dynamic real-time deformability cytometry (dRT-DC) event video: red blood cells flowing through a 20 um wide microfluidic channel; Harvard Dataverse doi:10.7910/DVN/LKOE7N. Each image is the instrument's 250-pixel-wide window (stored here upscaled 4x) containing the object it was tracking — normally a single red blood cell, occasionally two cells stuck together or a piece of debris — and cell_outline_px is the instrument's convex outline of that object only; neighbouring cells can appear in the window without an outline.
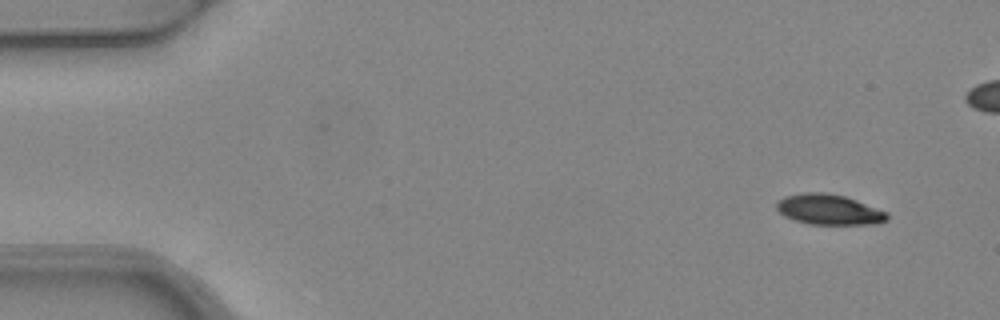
{"species": "common noctule bat (a hibernating species)", "species_latin": "Nyctalus noctula", "temperature_condition": "warm", "stored_images_in_passage": 6, "segment_of_instrument_passage": [2, 2], "camera_frame_rate_fps": 3000, "um_per_image_px": 0.085, "animal": {"sex": "female", "body_mass_g": 24.6, "forearm_length_mm": 56.2}, "frame": {"image": 1, "passage_image": 6, "time_ms": 1.667, "image_size_px": [1000, 320], "cell_outline_px": [[888, 220], [880, 224], [808, 224], [784, 216], [776, 208], [776, 204], [784, 196], [804, 192], [824, 192], [844, 196], [856, 200], [888, 212]], "centroid_in_image_um": [70.49, 17.81], "position_along_channel_um": 14.5, "area_um2": 19.59}}